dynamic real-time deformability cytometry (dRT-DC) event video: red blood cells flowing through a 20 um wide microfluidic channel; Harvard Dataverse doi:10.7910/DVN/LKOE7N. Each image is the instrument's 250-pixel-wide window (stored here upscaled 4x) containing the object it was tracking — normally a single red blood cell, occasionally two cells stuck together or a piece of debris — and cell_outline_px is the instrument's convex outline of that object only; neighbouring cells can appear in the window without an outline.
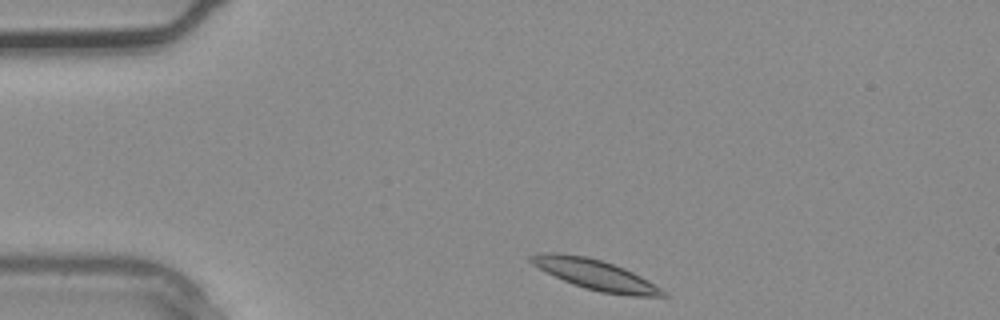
{"species": "common noctule bat (a hibernating species)", "species_latin": "Nyctalus noctula", "temperature_condition": "warm", "stored_images_in_passage": 2, "segment_of_instrument_passage": [2, 2], "camera_frame_rate_fps": 3000, "um_per_image_px": 0.085, "animal": {"sex": "male", "body_mass_g": 20.4}, "frame": {"image": 1, "passage_image": 2, "time_ms": 0.333, "image_size_px": [1000, 320], "cell_outline_px": [[672, 296], [628, 296], [600, 292], [584, 288], [572, 284], [532, 264], [528, 260], [528, 256], [540, 252], [556, 252], [588, 256], [624, 268], [648, 280]], "centroid_in_image_um": [50.6, 23.34], "position_along_channel_um": 34.4, "area_um2": 23.18}}